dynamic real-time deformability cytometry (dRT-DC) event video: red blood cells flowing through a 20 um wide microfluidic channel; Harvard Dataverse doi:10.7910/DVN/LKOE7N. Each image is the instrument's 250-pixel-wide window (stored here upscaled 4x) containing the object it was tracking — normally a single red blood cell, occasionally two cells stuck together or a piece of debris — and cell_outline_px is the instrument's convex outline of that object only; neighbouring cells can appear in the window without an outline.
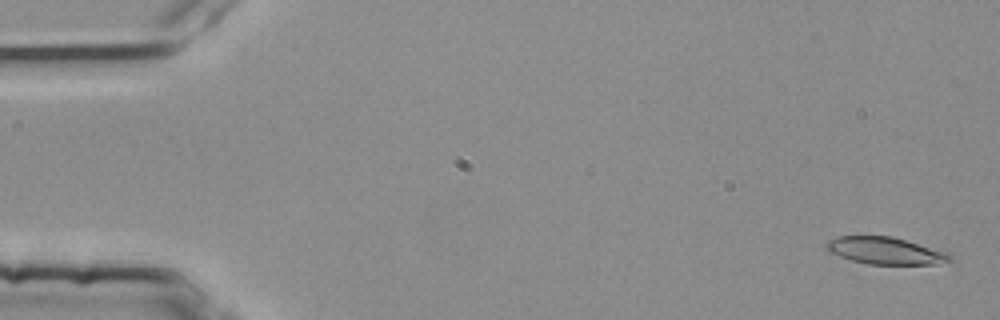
{"species": "common noctule bat (a hibernating species)", "species_latin": "Nyctalus noctula", "temperature_condition": "room temperature", "stored_images_in_passage": 5, "camera_frame_rate_fps": 3000, "um_per_image_px": 0.085, "animal": {"sex": "female", "body_mass_g": 25.1}, "frame": {"image": 1, "passage_image": 1, "time_ms": 0.0, "image_size_px": [1000, 320], "cell_outline_px": [[952, 260], [936, 264], [868, 264], [852, 260], [828, 252], [824, 244], [828, 240], [836, 236], [892, 236], [944, 252], [952, 256]], "centroid_in_image_um": [75.17, 21.31], "position_along_channel_um": 9.8, "area_um2": 19.25}}
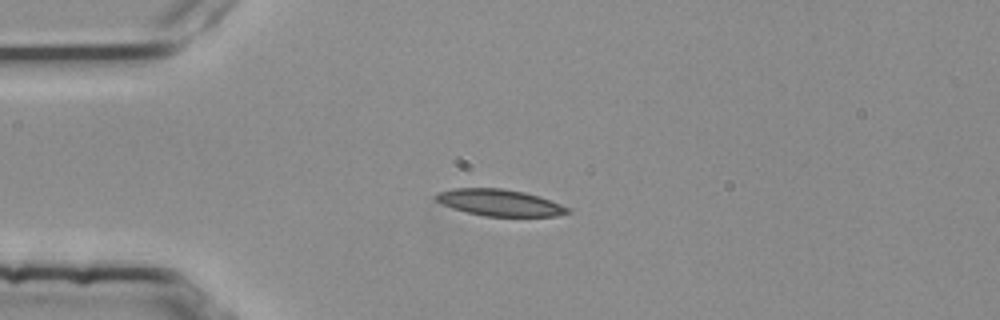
{"frame": {"image": 2, "passage_image": 4, "time_ms": 1.0, "image_size_px": [1000, 320], "cell_outline_px": [[572, 212], [556, 216], [484, 216], [452, 208], [436, 200], [432, 196], [440, 192], [456, 188], [504, 188], [524, 192], [560, 204], [568, 208]], "centroid_in_image_um": [42.45, 17.22], "position_along_channel_um": 42.5, "area_um2": 20.11}}